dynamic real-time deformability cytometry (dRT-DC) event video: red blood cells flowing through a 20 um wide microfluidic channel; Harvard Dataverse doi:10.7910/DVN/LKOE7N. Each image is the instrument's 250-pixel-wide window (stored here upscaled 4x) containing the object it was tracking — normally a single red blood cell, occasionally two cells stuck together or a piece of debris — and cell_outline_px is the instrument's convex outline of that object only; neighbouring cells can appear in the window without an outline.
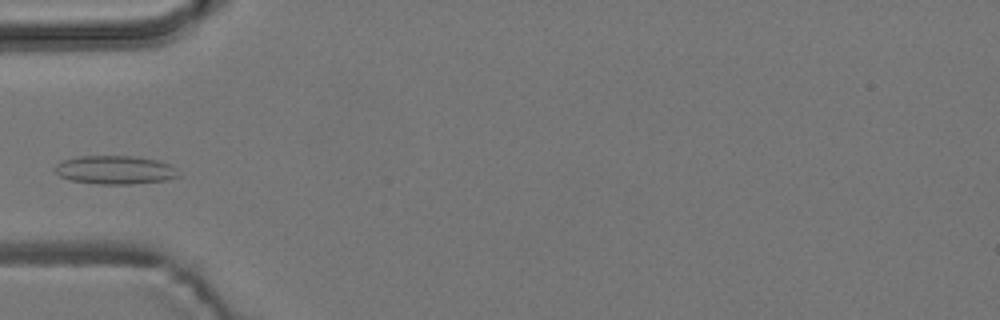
{"species": "common noctule bat (a hibernating species)", "species_latin": "Nyctalus noctula", "temperature_condition": "room temperature", "stored_images_in_passage": 5, "camera_frame_rate_fps": 3000, "um_per_image_px": 0.085, "animal": {"sex": "male", "body_mass_g": 19.2, "forearm_length_mm": 51.8}, "frame": {"image": 1, "passage_image": 2, "time_ms": 1.333, "image_size_px": [1000, 320], "cell_outline_px": [[180, 176], [168, 180], [132, 184], [96, 184], [72, 180], [60, 176], [52, 168], [56, 164], [64, 160], [80, 156], [132, 156], [160, 160], [176, 168]], "centroid_in_image_um": [9.8, 14.44], "position_along_channel_um": 75.2, "area_um2": 20.63}}
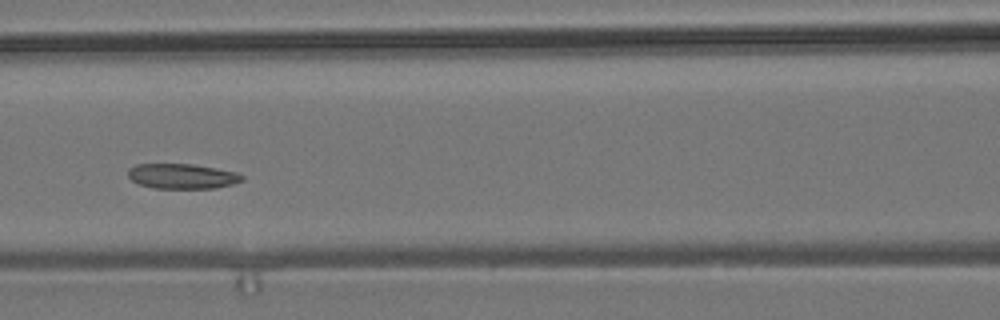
{"frame": {"image": 2, "passage_image": 4, "time_ms": 3.333, "image_size_px": [1000, 320], "cell_outline_px": [[244, 180], [232, 184], [216, 188], [152, 188], [140, 184], [132, 180], [128, 176], [128, 168], [136, 164], [192, 164], [216, 168], [236, 172], [244, 176]], "centroid_in_image_um": [15.48, 14.97], "position_along_channel_um": 151.1, "area_um2": 16.65}}
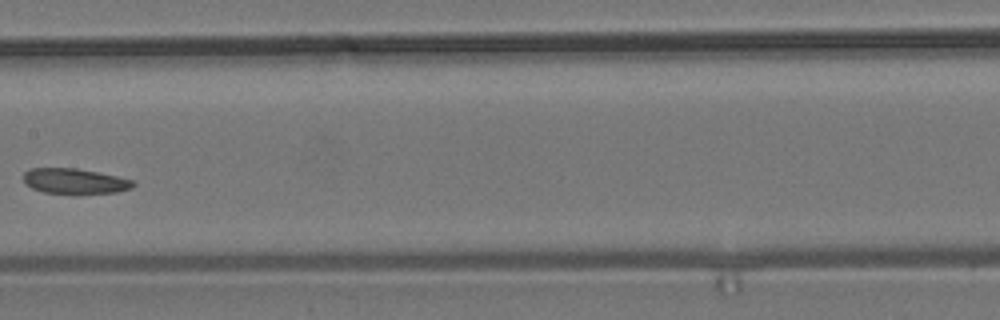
{"frame": {"image": 3, "passage_image": 5, "time_ms": 4.667, "image_size_px": [1000, 320], "cell_outline_px": [[136, 184], [132, 188], [116, 192], [76, 196], [44, 192], [32, 188], [24, 184], [24, 172], [32, 168], [76, 168], [116, 176], [132, 180]], "centroid_in_image_um": [6.35, 15.44], "position_along_channel_um": 201.1, "area_um2": 16.7}}